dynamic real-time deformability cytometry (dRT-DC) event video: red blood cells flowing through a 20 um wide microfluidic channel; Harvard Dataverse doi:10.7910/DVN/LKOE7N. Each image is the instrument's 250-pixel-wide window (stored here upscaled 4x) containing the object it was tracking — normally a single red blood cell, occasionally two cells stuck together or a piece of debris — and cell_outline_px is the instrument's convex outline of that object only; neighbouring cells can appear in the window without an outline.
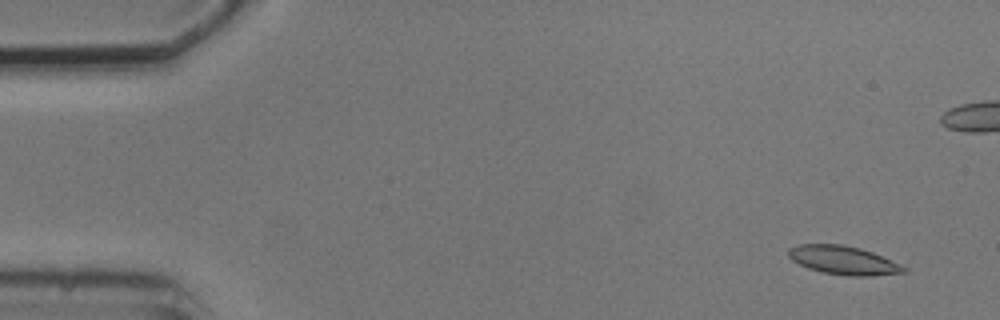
{"species": "common noctule bat (a hibernating species)", "species_latin": "Nyctalus noctula", "temperature_condition": "cold", "stored_images_in_passage": 5, "camera_frame_rate_fps": 3000, "um_per_image_px": 0.085, "animal": {"sex": "male", "body_mass_g": 20.5, "forearm_length_mm": 52.5}, "frame": {"image": 1, "passage_image": 1, "time_ms": 0.0, "image_size_px": [1000, 320], "cell_outline_px": [[908, 268], [904, 272], [872, 276], [848, 276], [824, 272], [808, 268], [792, 260], [788, 256], [788, 248], [800, 244], [840, 244], [860, 248], [872, 252]], "centroid_in_image_um": [71.66, 22.12], "position_along_channel_um": 13.3, "area_um2": 19.02}}